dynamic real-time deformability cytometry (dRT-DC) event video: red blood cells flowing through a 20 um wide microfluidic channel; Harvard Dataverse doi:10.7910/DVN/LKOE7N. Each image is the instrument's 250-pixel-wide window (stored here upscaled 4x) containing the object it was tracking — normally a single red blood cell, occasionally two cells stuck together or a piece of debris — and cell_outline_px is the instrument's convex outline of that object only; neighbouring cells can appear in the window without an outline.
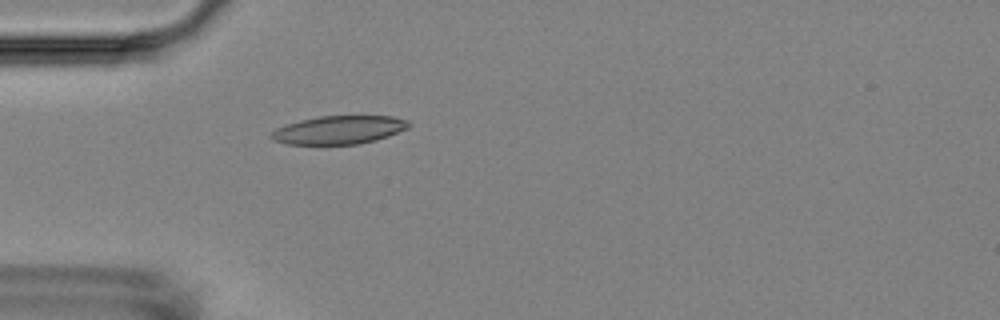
{"species": "Egyptian fruit bat (a non-hibernating species)", "species_latin": "Rousettus aegyptiacus", "temperature_condition": "room temperature", "stored_images_in_passage": 1, "camera_frame_rate_fps": 3000, "um_per_image_px": 0.085, "animal": {"sex": "female"}, "frame": {"image": 1, "passage_image": 1, "time_ms": 0.0, "image_size_px": [1000, 320], "cell_outline_px": [[412, 124], [408, 128], [388, 136], [376, 140], [356, 144], [288, 144], [276, 140], [268, 136], [276, 128], [284, 124], [300, 120], [320, 116], [392, 116], [408, 120]], "centroid_in_image_um": [28.82, 11.03], "position_along_channel_um": 56.2, "area_um2": 22.66}}